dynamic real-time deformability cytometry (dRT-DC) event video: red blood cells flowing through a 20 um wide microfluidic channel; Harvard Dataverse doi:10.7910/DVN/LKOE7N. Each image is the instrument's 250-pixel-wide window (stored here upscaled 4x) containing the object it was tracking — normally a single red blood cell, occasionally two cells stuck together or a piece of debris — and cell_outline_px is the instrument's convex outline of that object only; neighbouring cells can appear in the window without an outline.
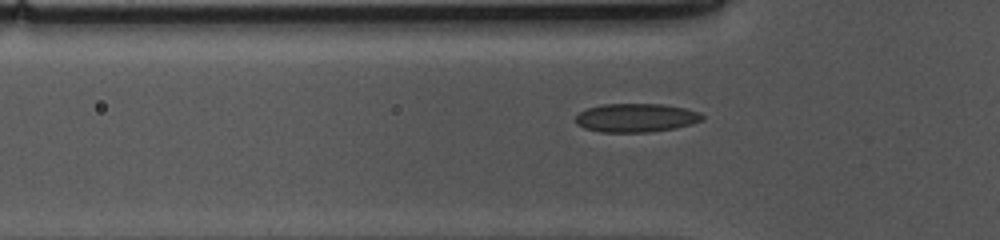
{"species": "common noctule bat (a hibernating species)", "species_latin": "Nyctalus noctula", "temperature_condition": "cold", "stored_images_in_passage": 22, "camera_frame_rate_fps": 3000, "um_per_image_px": 0.085, "animal": {"sex": "female", "body_mass_g": 10.0, "forearm_length_mm": 53.1}, "frame": {"image": 1, "passage_image": 9, "time_ms": 2.667, "image_size_px": [1000, 240], "cell_outline_px": [[704, 120], [692, 124], [676, 128], [648, 132], [600, 132], [584, 128], [576, 124], [576, 116], [580, 112], [588, 108], [604, 104], [664, 104], [684, 108], [700, 112], [704, 116]], "centroid_in_image_um": [54.09, 10.01], "position_along_channel_um": 71.7, "area_um2": 21.21}}
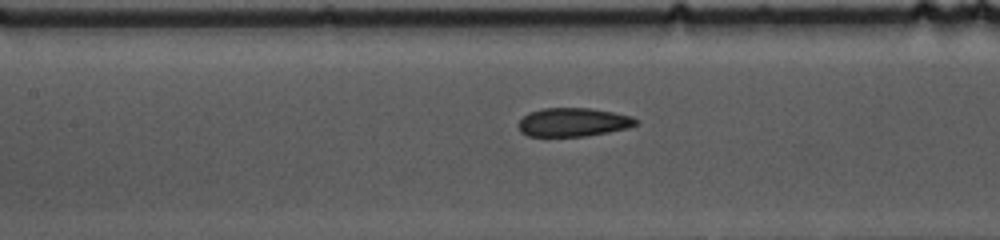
{"frame": {"image": 2, "passage_image": 16, "time_ms": 5.0, "image_size_px": [1000, 240], "cell_outline_px": [[640, 120], [636, 124], [628, 128], [608, 132], [584, 136], [528, 136], [520, 132], [516, 124], [528, 112], [544, 108], [592, 108], [632, 116]], "centroid_in_image_um": [48.7, 10.38], "position_along_channel_um": 158.7, "area_um2": 19.71}}
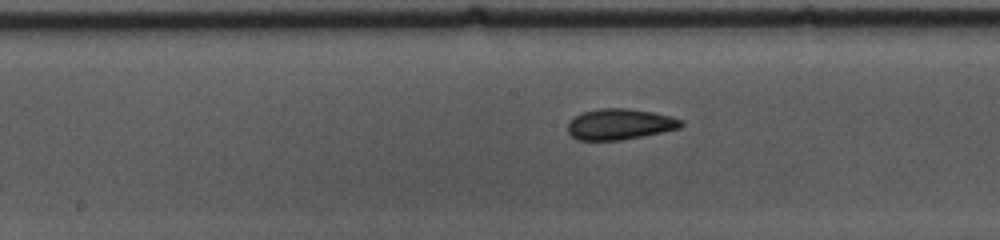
{"frame": {"image": 3, "passage_image": 19, "time_ms": 6.0, "image_size_px": [1000, 240], "cell_outline_px": [[684, 124], [680, 128], [664, 132], [644, 136], [620, 140], [580, 140], [572, 136], [568, 132], [568, 124], [576, 116], [584, 112], [600, 108], [628, 108], [652, 112], [672, 116], [684, 120]], "centroid_in_image_um": [52.75, 10.56], "position_along_channel_um": 195.5, "area_um2": 20.4}}